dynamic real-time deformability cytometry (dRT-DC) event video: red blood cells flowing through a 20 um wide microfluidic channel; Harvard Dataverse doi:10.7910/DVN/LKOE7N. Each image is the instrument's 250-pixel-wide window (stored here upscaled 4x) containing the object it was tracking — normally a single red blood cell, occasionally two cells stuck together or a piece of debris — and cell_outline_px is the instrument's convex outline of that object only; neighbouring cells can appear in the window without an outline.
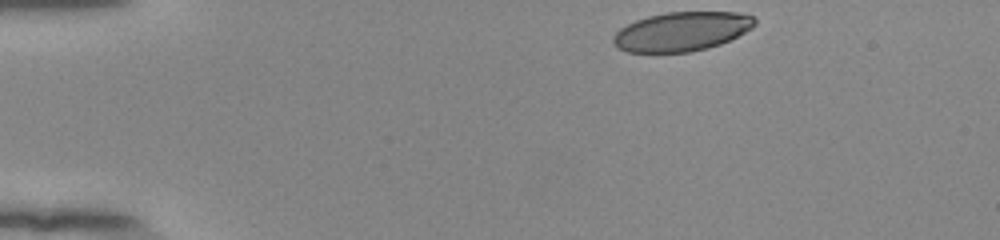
{"species": "human", "species_latin": "Homo sapiens", "temperature_condition": "room temperature", "stored_images_in_passage": 40, "camera_frame_rate_fps": 3000, "um_per_image_px": 0.085, "donor": {"sex": "female"}, "frame": {"image": 1, "passage_image": 1, "time_ms": 0.0, "image_size_px": [1000, 240], "cell_outline_px": [[756, 24], [752, 28], [720, 44], [708, 48], [692, 52], [628, 52], [616, 48], [612, 44], [612, 36], [620, 28], [636, 20], [648, 16], [668, 12], [740, 12], [752, 16], [756, 20]], "centroid_in_image_um": [57.91, 2.68], "position_along_channel_um": 27.1, "area_um2": 32.37}}
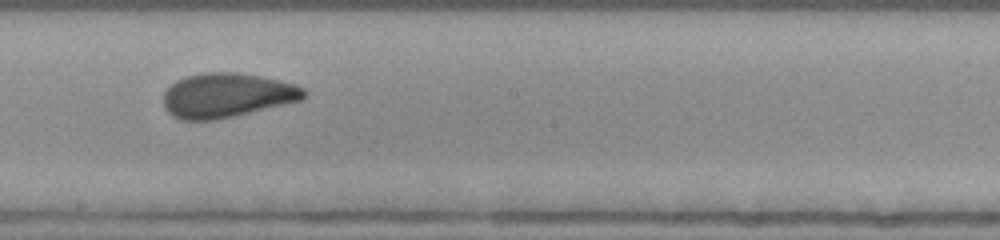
{"frame": {"image": 2, "passage_image": 23, "time_ms": 7.333, "image_size_px": [1000, 240], "cell_outline_px": [[308, 92], [300, 100], [216, 120], [180, 120], [172, 116], [164, 108], [164, 92], [176, 80], [184, 76], [204, 72], [236, 72], [260, 76], [280, 80], [296, 84], [304, 88]], "centroid_in_image_um": [19.25, 8.09], "position_along_channel_um": 228.9, "area_um2": 36.36}}
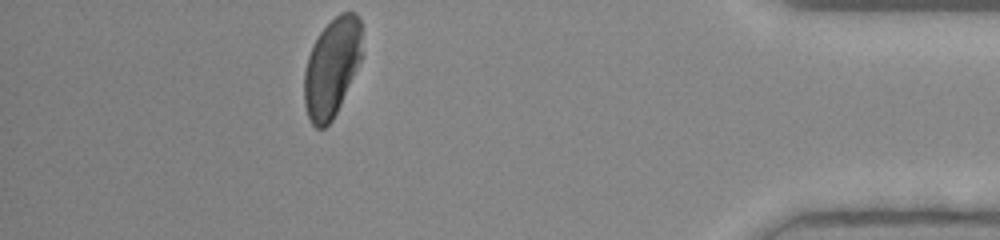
{"frame": {"image": 3, "passage_image": 40, "time_ms": 13.0, "image_size_px": [1000, 240], "cell_outline_px": [[364, 56], [332, 120], [324, 128], [316, 128], [312, 124], [308, 116], [304, 104], [304, 68], [312, 44], [320, 32], [340, 12], [356, 12], [360, 20], [364, 52]], "centroid_in_image_um": [28.23, 5.71], "position_along_channel_um": 407.0, "area_um2": 33.7}, "authors_computed_cell_mechanics": {"area_um2": 35.836, "velocity_mm_per_s": 3.8893, "shape_relaxation_time_tau1_ms": 4.8533, "shape_relaxation_time_tau2_ms": 0.7512, "deformation_change_tau1": 0.1531, "deformation_change_tau2": 0.0592}}